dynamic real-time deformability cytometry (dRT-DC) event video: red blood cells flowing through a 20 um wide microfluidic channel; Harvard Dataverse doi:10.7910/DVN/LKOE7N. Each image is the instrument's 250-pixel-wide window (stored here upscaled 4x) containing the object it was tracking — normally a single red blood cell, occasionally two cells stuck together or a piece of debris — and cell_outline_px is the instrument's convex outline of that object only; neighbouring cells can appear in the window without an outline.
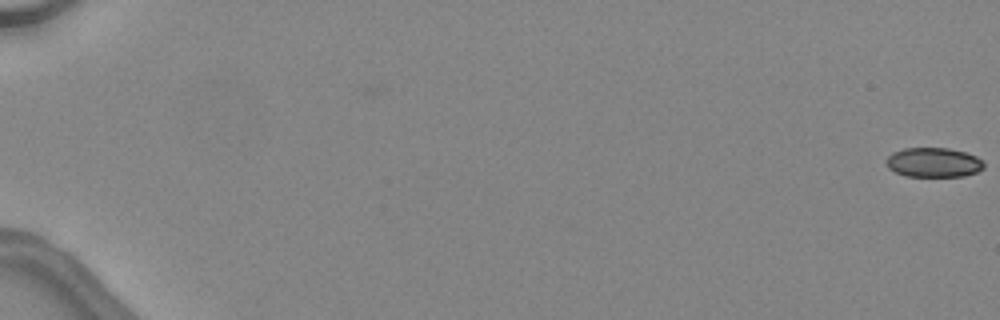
{"species": "common noctule bat (a hibernating species)", "species_latin": "Nyctalus noctula", "temperature_condition": "warm", "stored_images_in_passage": 49, "camera_frame_rate_fps": 3000, "um_per_image_px": 0.085, "animal": {"sex": "female", "body_mass_g": 24.6, "forearm_length_mm": 56.2}, "frame": {"image": 1, "passage_image": 1, "time_ms": 0.0, "image_size_px": [1000, 320], "cell_outline_px": [[984, 168], [976, 172], [964, 176], [904, 176], [888, 168], [884, 160], [892, 152], [904, 148], [948, 148], [964, 152], [976, 156], [984, 164]], "centroid_in_image_um": [79.31, 13.8], "position_along_channel_um": 5.7, "area_um2": 16.82}}
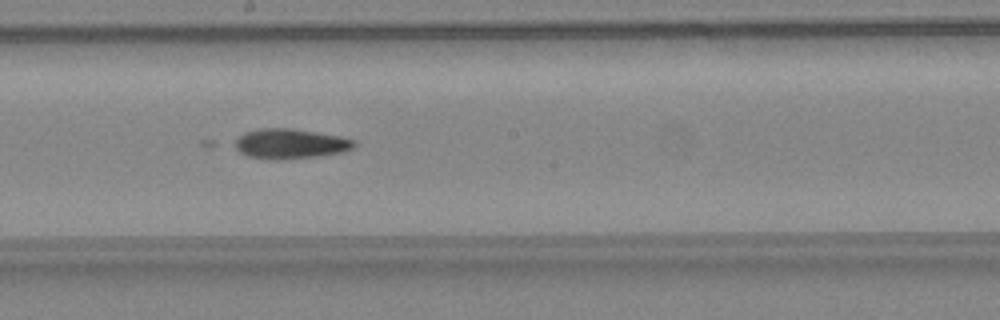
{"frame": {"image": 2, "passage_image": 30, "time_ms": 9.667, "image_size_px": [1000, 320], "cell_outline_px": [[356, 144], [352, 148], [344, 152], [320, 156], [284, 160], [268, 160], [248, 156], [240, 152], [236, 148], [236, 140], [244, 132], [260, 128], [292, 128], [340, 136], [356, 140]], "centroid_in_image_um": [24.7, 12.23], "position_along_channel_um": 223.5, "area_um2": 21.04}}
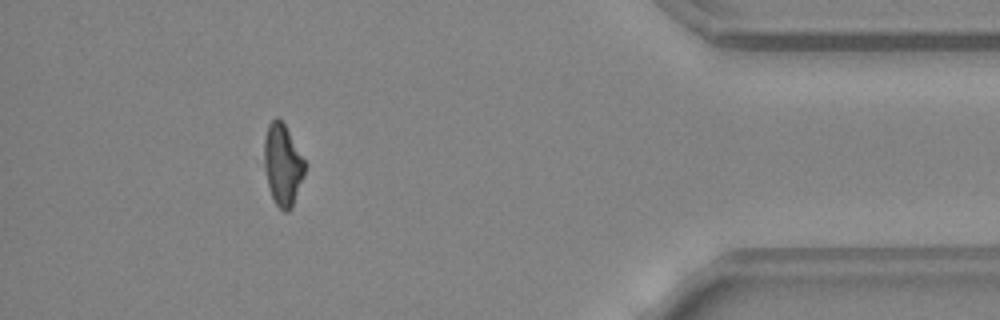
{"frame": {"image": 3, "passage_image": 45, "time_ms": 14.667, "image_size_px": [1000, 320], "cell_outline_px": [[304, 176], [292, 208], [288, 212], [284, 212], [276, 204], [268, 188], [264, 168], [264, 140], [268, 124], [276, 116], [284, 124], [304, 160]], "centroid_in_image_um": [24.0, 14.03], "position_along_channel_um": 411.2, "area_um2": 19.13}}